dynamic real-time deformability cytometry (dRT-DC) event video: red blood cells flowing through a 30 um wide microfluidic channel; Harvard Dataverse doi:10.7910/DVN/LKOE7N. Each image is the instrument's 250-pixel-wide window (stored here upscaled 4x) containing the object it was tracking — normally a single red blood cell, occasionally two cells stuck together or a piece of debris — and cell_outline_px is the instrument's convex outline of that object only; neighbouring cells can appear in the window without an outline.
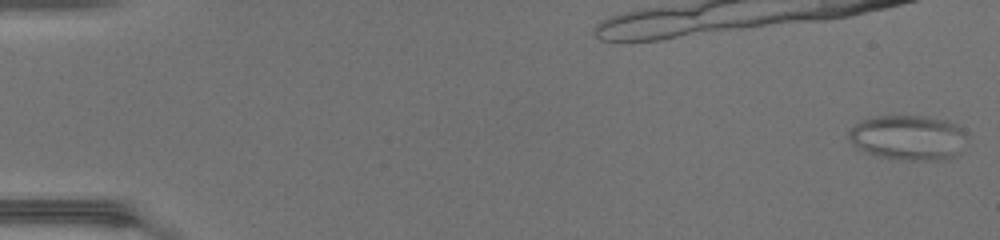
{"species": "common noctule bat (a hibernating species)", "species_latin": "Nyctalus noctula", "temperature_condition": "warm", "stored_images_in_passage": 21, "camera_frame_rate_fps": 3000, "um_per_image_px": 0.085, "animal": {"sex": "female", "body_mass_g": 17.0, "forearm_length_mm": 48.0}, "frame": {"image": 1, "passage_image": 1, "time_ms": 0.0, "image_size_px": [1000, 240], "cell_outline_px": [[968, 136], [956, 156], [948, 160], [896, 160], [864, 152], [856, 148], [852, 144], [848, 136], [848, 132], [856, 124], [872, 116], [928, 116], [948, 120], [956, 124]], "centroid_in_image_um": [77.21, 11.7], "position_along_channel_um": 7.8, "area_um2": 31.33}}